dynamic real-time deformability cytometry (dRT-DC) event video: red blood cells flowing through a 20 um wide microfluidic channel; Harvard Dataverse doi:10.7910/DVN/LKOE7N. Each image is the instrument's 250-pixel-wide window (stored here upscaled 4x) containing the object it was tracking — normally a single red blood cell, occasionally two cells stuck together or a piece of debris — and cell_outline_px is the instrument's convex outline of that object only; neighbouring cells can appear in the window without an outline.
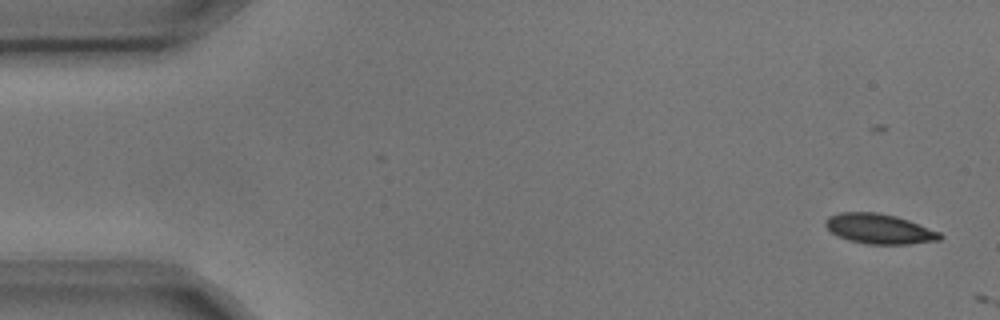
{"species": "common noctule bat (a hibernating species)", "species_latin": "Nyctalus noctula", "temperature_condition": "cold", "stored_images_in_passage": 2, "camera_frame_rate_fps": 3000, "um_per_image_px": 0.085, "animal": {"sex": "male", "body_mass_g": 17.9, "forearm_length_mm": 54.2}, "frame": {"image": 1, "passage_image": 1, "time_ms": 0.0, "image_size_px": [1000, 320], "cell_outline_px": [[944, 236], [940, 240], [908, 244], [868, 244], [848, 240], [832, 232], [824, 224], [824, 220], [828, 216], [840, 212], [876, 212], [896, 216], [908, 220], [940, 232]], "centroid_in_image_um": [74.74, 19.45], "position_along_channel_um": 10.3, "area_um2": 19.94}}